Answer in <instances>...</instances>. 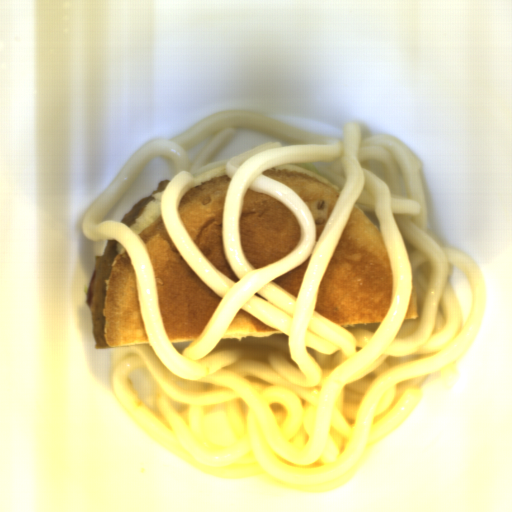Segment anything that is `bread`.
I'll list each match as a JSON object with an SVG mask.
<instances>
[{
    "label": "bread",
    "instance_id": "obj_2",
    "mask_svg": "<svg viewBox=\"0 0 512 512\" xmlns=\"http://www.w3.org/2000/svg\"><path fill=\"white\" fill-rule=\"evenodd\" d=\"M157 193L130 228L155 271L161 320L171 343H194L222 299L191 268L170 237Z\"/></svg>",
    "mask_w": 512,
    "mask_h": 512
},
{
    "label": "bread",
    "instance_id": "obj_3",
    "mask_svg": "<svg viewBox=\"0 0 512 512\" xmlns=\"http://www.w3.org/2000/svg\"><path fill=\"white\" fill-rule=\"evenodd\" d=\"M231 179L226 164L199 173L178 194L177 215L196 247L219 272L237 283L241 279L229 263L222 235Z\"/></svg>",
    "mask_w": 512,
    "mask_h": 512
},
{
    "label": "bread",
    "instance_id": "obj_1",
    "mask_svg": "<svg viewBox=\"0 0 512 512\" xmlns=\"http://www.w3.org/2000/svg\"><path fill=\"white\" fill-rule=\"evenodd\" d=\"M394 276L382 231L355 202L326 266L313 310L345 327L382 324Z\"/></svg>",
    "mask_w": 512,
    "mask_h": 512
},
{
    "label": "bread",
    "instance_id": "obj_5",
    "mask_svg": "<svg viewBox=\"0 0 512 512\" xmlns=\"http://www.w3.org/2000/svg\"><path fill=\"white\" fill-rule=\"evenodd\" d=\"M101 338L111 350L151 344L142 319L136 269L125 248L113 260L108 275Z\"/></svg>",
    "mask_w": 512,
    "mask_h": 512
},
{
    "label": "bread",
    "instance_id": "obj_6",
    "mask_svg": "<svg viewBox=\"0 0 512 512\" xmlns=\"http://www.w3.org/2000/svg\"><path fill=\"white\" fill-rule=\"evenodd\" d=\"M262 175L283 183L304 201L315 219L317 243L343 189L305 162L272 167Z\"/></svg>",
    "mask_w": 512,
    "mask_h": 512
},
{
    "label": "bread",
    "instance_id": "obj_9",
    "mask_svg": "<svg viewBox=\"0 0 512 512\" xmlns=\"http://www.w3.org/2000/svg\"><path fill=\"white\" fill-rule=\"evenodd\" d=\"M418 317H419V310H418L417 290L414 286V288L411 292V295H410V299H409V303H408L404 321L418 320Z\"/></svg>",
    "mask_w": 512,
    "mask_h": 512
},
{
    "label": "bread",
    "instance_id": "obj_8",
    "mask_svg": "<svg viewBox=\"0 0 512 512\" xmlns=\"http://www.w3.org/2000/svg\"><path fill=\"white\" fill-rule=\"evenodd\" d=\"M311 257L312 255L291 271L273 280L272 283L297 300Z\"/></svg>",
    "mask_w": 512,
    "mask_h": 512
},
{
    "label": "bread",
    "instance_id": "obj_4",
    "mask_svg": "<svg viewBox=\"0 0 512 512\" xmlns=\"http://www.w3.org/2000/svg\"><path fill=\"white\" fill-rule=\"evenodd\" d=\"M239 231L242 249L259 269L286 258L300 244L302 231L293 212L281 201L247 188Z\"/></svg>",
    "mask_w": 512,
    "mask_h": 512
},
{
    "label": "bread",
    "instance_id": "obj_7",
    "mask_svg": "<svg viewBox=\"0 0 512 512\" xmlns=\"http://www.w3.org/2000/svg\"><path fill=\"white\" fill-rule=\"evenodd\" d=\"M278 336H284L283 331L268 326L241 309L234 315L220 340L272 338Z\"/></svg>",
    "mask_w": 512,
    "mask_h": 512
}]
</instances>
